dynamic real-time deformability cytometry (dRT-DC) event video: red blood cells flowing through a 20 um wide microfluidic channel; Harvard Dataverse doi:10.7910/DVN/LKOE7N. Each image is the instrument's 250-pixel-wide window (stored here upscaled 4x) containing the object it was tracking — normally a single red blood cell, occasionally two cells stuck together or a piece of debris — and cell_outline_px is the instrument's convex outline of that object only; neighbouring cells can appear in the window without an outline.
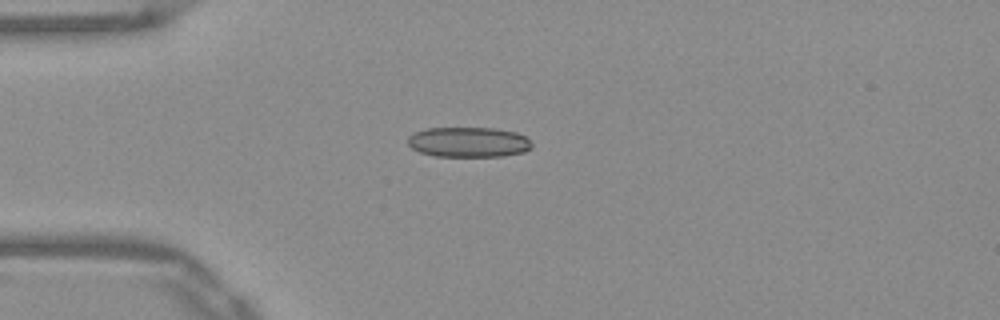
{"species": "Egyptian fruit bat (a non-hibernating species)", "species_latin": "Rousettus aegyptiacus", "temperature_condition": "warm", "stored_images_in_passage": 39, "camera_frame_rate_fps": 3000, "um_per_image_px": 0.085, "frame": {"image": 1, "passage_image": 1, "time_ms": 0.0, "image_size_px": [1000, 320], "cell_outline_px": [[532, 148], [524, 152], [504, 156], [436, 156], [420, 152], [412, 148], [408, 144], [408, 136], [416, 132], [428, 128], [496, 128], [516, 132], [524, 136], [532, 144]], "centroid_in_image_um": [39.84, 12.08], "position_along_channel_um": 45.2, "area_um2": 21.73}}
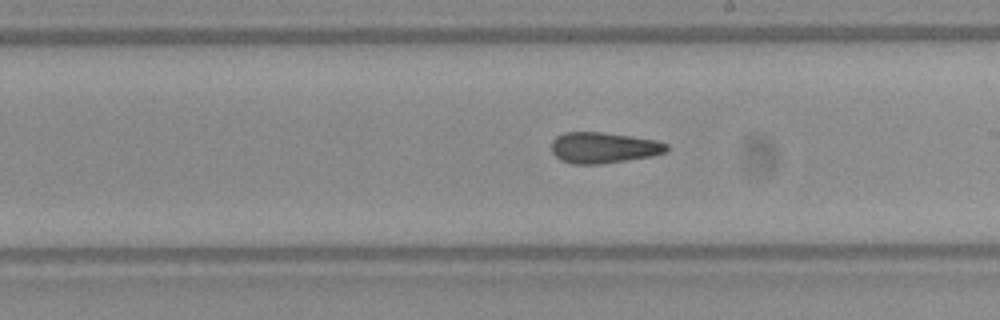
{"frame": {"image": 2, "passage_image": 17, "time_ms": 5.333, "image_size_px": [1000, 320], "cell_outline_px": [[668, 152], [652, 156], [600, 164], [572, 164], [560, 160], [552, 152], [552, 140], [556, 136], [564, 132], [600, 132], [632, 136], [656, 140], [668, 144]], "centroid_in_image_um": [51.3, 12.55], "position_along_channel_um": 237.7, "area_um2": 20.87}}
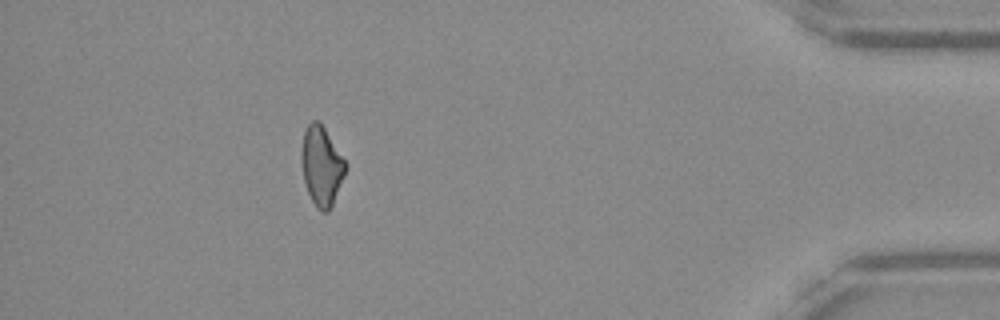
{"frame": {"image": 3, "passage_image": 34, "time_ms": 11.0, "image_size_px": [1000, 320], "cell_outline_px": [[344, 176], [332, 204], [328, 212], [320, 212], [316, 208], [308, 192], [304, 180], [300, 160], [300, 152], [304, 128], [312, 120], [320, 120], [344, 160]], "centroid_in_image_um": [27.27, 14.07], "position_along_channel_um": 407.9, "area_um2": 20.23}, "authors_computed_cell_mechanics": {"area_um2": 21.1548, "velocity_mm_per_s": 3.9348, "shape_relaxation_time_tau1_ms": null, "shape_relaxation_time_tau2_ms": 3.791, "deformation_change_tau1": null, "deformation_change_tau2": 0.1208}}